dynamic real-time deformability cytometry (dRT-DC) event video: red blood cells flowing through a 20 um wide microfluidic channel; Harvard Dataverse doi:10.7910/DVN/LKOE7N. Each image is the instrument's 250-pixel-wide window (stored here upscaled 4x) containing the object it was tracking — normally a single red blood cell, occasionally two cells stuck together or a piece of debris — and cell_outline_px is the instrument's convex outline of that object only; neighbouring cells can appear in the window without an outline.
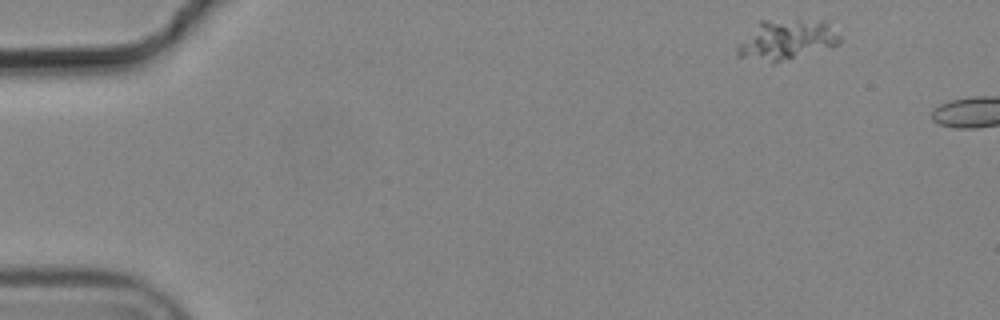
{"species": "common noctule bat (a hibernating species)", "species_latin": "Nyctalus noctula", "temperature_condition": "cold", "stored_images_in_passage": 4, "camera_frame_rate_fps": 3000, "um_per_image_px": 0.085, "animal": {"sex": "male", "body_mass_g": 19.2, "forearm_length_mm": 51.8}, "frame": {"image": 1, "passage_image": 1, "time_ms": 0.0, "image_size_px": [1000, 320], "cell_outline_px": [[840, 44], [832, 48], [776, 64], [772, 64], [740, 56], [736, 52], [736, 48], [760, 20], [824, 20], [840, 36]], "centroid_in_image_um": [66.91, 3.42], "position_along_channel_um": 18.1, "area_um2": 24.22}}